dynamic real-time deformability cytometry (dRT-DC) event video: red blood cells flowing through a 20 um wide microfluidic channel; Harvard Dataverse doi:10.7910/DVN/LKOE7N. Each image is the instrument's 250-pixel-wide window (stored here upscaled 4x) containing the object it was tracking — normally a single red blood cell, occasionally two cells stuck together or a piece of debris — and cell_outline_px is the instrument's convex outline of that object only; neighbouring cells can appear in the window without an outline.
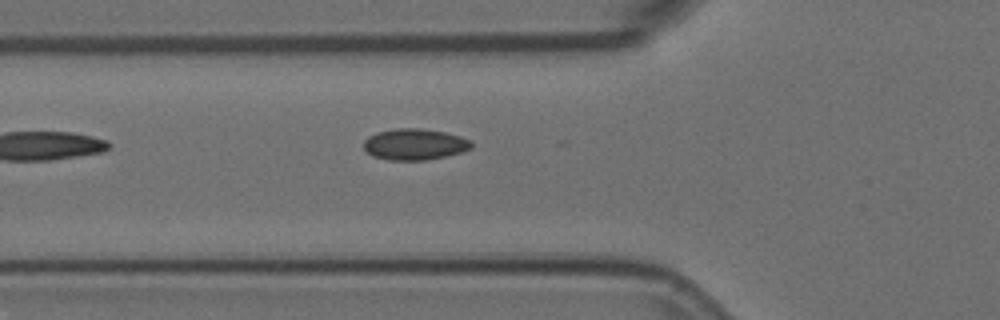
{"species": "Egyptian fruit bat (a non-hibernating species)", "species_latin": "Rousettus aegyptiacus", "temperature_condition": "room temperature", "stored_images_in_passage": 5, "camera_frame_rate_fps": 3000, "um_per_image_px": 0.085, "animal": {"sex": "female"}, "frame": {"image": 1, "passage_image": 5, "time_ms": 1.333, "image_size_px": [1000, 320], "cell_outline_px": [[472, 148], [460, 152], [444, 156], [424, 160], [388, 160], [372, 156], [364, 148], [364, 140], [368, 136], [376, 132], [396, 128], [420, 128], [444, 132], [460, 136], [472, 140]], "centroid_in_image_um": [35.23, 12.26], "position_along_channel_um": 90.6, "area_um2": 19.59}}